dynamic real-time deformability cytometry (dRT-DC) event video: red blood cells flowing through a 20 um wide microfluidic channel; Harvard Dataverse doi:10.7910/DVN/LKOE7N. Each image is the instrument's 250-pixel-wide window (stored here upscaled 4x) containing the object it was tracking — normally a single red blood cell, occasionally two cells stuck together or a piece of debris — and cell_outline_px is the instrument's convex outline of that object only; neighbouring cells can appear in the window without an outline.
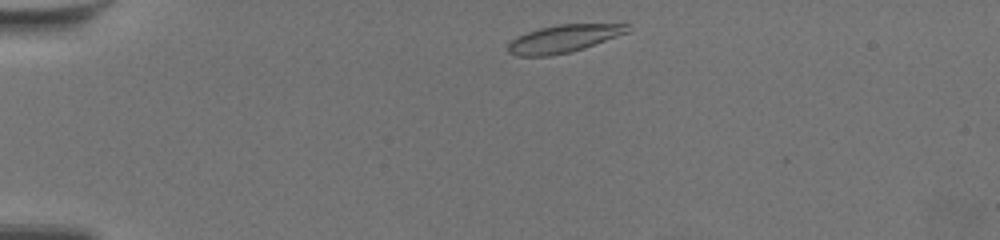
{"species": "common noctule bat (a hibernating species)", "species_latin": "Nyctalus noctula", "temperature_condition": "warm", "stored_images_in_passage": 49, "camera_frame_rate_fps": 3000, "um_per_image_px": 0.085, "animal": {"sex": "female", "body_mass_g": 19.5, "forearm_length_mm": 54.1}, "frame": {"image": 1, "passage_image": 2, "time_ms": 0.333, "image_size_px": [1000, 240], "cell_outline_px": [[628, 32], [568, 52], [548, 56], [516, 56], [508, 52], [508, 44], [512, 40], [528, 32], [540, 28], [560, 24], [628, 24]], "centroid_in_image_um": [47.85, 3.28], "position_along_channel_um": 37.2, "area_um2": 18.55}}
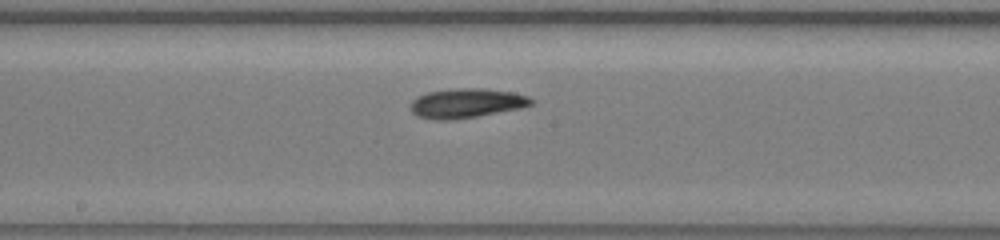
{"frame": {"image": 2, "passage_image": 22, "time_ms": 7.0, "image_size_px": [1000, 240], "cell_outline_px": [[532, 104], [520, 108], [476, 116], [448, 120], [436, 120], [416, 116], [412, 112], [412, 100], [416, 96], [428, 92], [456, 88], [484, 88], [512, 92], [528, 96], [532, 100]], "centroid_in_image_um": [39.62, 8.76], "position_along_channel_um": 208.6, "area_um2": 20.52}}
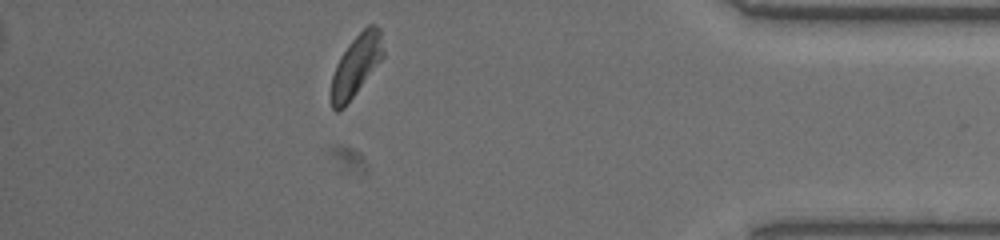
{"frame": {"image": 3, "passage_image": 42, "time_ms": 13.667, "image_size_px": [1000, 240], "cell_outline_px": [[384, 56], [344, 108], [336, 112], [332, 108], [328, 92], [332, 76], [336, 64], [340, 56], [348, 44], [368, 24], [376, 24], [380, 28], [384, 52]], "centroid_in_image_um": [30.23, 5.59], "position_along_channel_um": 405.0, "area_um2": 18.84}, "authors_computed_cell_mechanics": {"area_um2": 19.1318, "velocity_mm_per_s": 3.4756, "shape_relaxation_time_tau1_ms": 6.0813, "shape_relaxation_time_tau2_ms": 10.9562, "deformation_change_tau1": 0.167, "deformation_change_tau2": 0.2097}}